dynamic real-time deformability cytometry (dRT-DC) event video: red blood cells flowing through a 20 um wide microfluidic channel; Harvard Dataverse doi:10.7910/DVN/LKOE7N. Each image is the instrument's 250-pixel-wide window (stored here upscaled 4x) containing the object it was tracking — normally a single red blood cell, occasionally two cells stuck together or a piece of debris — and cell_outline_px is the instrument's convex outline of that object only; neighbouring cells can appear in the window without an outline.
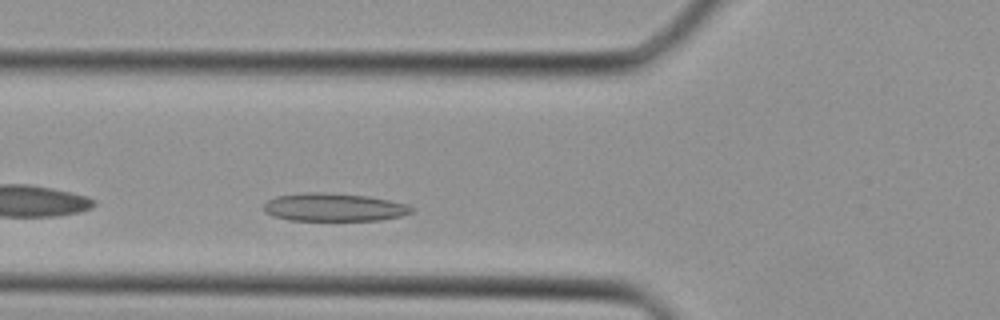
{"species": "Egyptian fruit bat (a non-hibernating species)", "species_latin": "Rousettus aegyptiacus", "temperature_condition": "cold", "stored_images_in_passage": 29, "camera_frame_rate_fps": 3000, "um_per_image_px": 0.085, "animal": {"sex": "female"}, "frame": {"image": 1, "passage_image": 3, "time_ms": 0.667, "image_size_px": [1000, 320], "cell_outline_px": [[412, 212], [400, 216], [380, 220], [292, 220], [272, 216], [264, 212], [264, 204], [268, 200], [276, 196], [304, 192], [324, 192], [368, 196], [408, 204], [412, 208]], "centroid_in_image_um": [28.35, 17.61], "position_along_channel_um": 97.4, "area_um2": 24.1}}
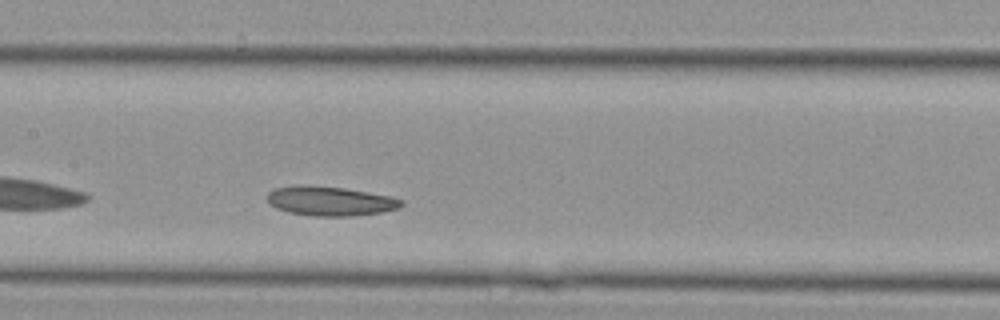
{"frame": {"image": 2, "passage_image": 8, "time_ms": 2.333, "image_size_px": [1000, 320], "cell_outline_px": [[404, 204], [400, 208], [384, 212], [352, 216], [316, 216], [288, 212], [276, 208], [268, 204], [268, 192], [272, 188], [344, 188], [392, 196], [404, 200]], "centroid_in_image_um": [28.18, 17.14], "position_along_channel_um": 179.2, "area_um2": 22.25}}
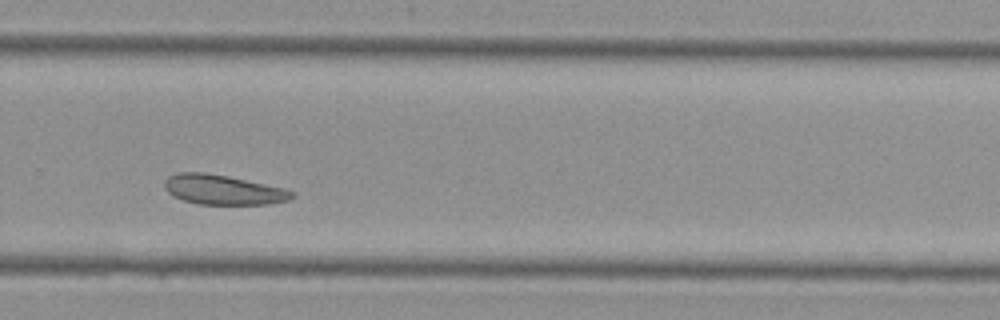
{"frame": {"image": 3, "passage_image": 16, "time_ms": 5.0, "image_size_px": [1000, 320], "cell_outline_px": [[296, 196], [288, 200], [268, 204], [196, 204], [172, 196], [164, 188], [164, 180], [168, 176], [180, 172], [204, 172], [228, 176], [284, 188], [296, 192]], "centroid_in_image_um": [18.95, 16.13], "position_along_channel_um": 310.8, "area_um2": 22.2}}